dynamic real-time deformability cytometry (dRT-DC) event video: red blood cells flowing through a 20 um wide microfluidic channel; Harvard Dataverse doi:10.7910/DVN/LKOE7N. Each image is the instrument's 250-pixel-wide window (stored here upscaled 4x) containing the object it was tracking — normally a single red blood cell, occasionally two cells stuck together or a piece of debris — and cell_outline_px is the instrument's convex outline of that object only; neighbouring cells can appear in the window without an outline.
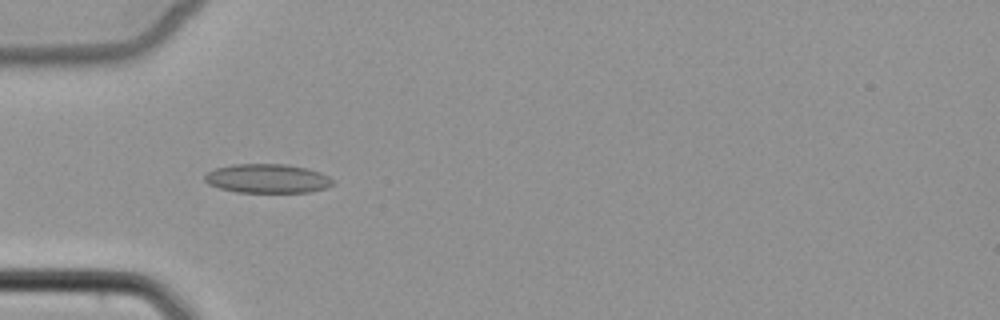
{"species": "common noctule bat (a hibernating species)", "species_latin": "Nyctalus noctula", "temperature_condition": "cold", "stored_images_in_passage": 5, "camera_frame_rate_fps": 3000, "um_per_image_px": 0.085, "animal": {"sex": "female", "body_mass_g": 22.7, "forearm_length_mm": 54.2}, "frame": {"image": 1, "passage_image": 4, "time_ms": 3.667, "image_size_px": [1000, 320], "cell_outline_px": [[336, 180], [328, 188], [308, 192], [240, 192], [220, 188], [208, 184], [204, 180], [204, 176], [208, 172], [216, 168], [232, 164], [288, 164], [320, 172]], "centroid_in_image_um": [22.75, 15.17], "position_along_channel_um": 62.3, "area_um2": 21.68}}
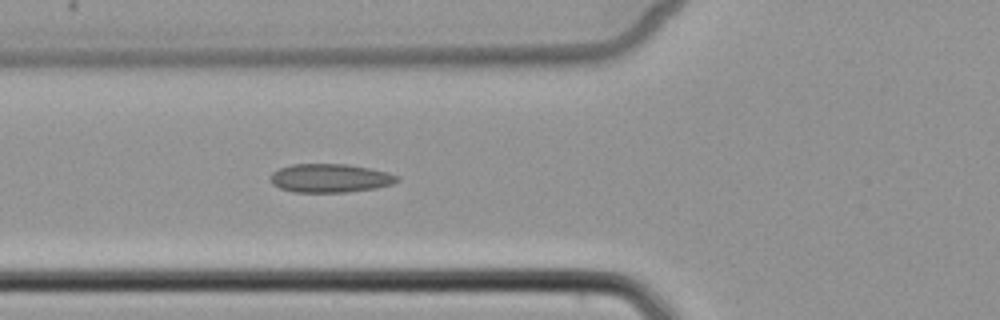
{"frame": {"image": 2, "passage_image": 5, "time_ms": 4.667, "image_size_px": [1000, 320], "cell_outline_px": [[400, 180], [392, 184], [376, 188], [348, 192], [292, 192], [280, 188], [272, 184], [272, 172], [280, 168], [292, 164], [348, 164], [388, 172], [400, 176]], "centroid_in_image_um": [28.09, 15.14], "position_along_channel_um": 97.7, "area_um2": 21.15}}